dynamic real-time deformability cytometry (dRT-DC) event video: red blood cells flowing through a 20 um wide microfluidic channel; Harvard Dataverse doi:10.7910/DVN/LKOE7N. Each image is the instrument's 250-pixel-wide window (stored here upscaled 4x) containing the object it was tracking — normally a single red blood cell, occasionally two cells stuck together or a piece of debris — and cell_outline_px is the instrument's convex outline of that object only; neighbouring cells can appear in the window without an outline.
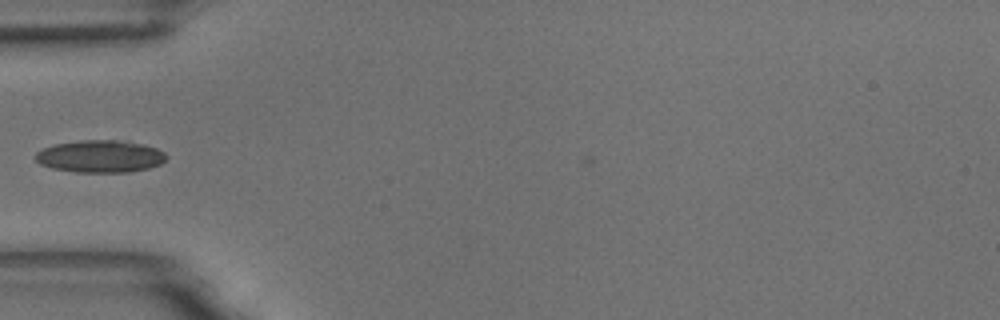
{"species": "common noctule bat (a hibernating species)", "species_latin": "Nyctalus noctula", "temperature_condition": "room temperature", "stored_images_in_passage": 39, "camera_frame_rate_fps": 3000, "um_per_image_px": 0.085, "animal": {"sex": "male", "body_mass_g": 18.8}, "frame": {"image": 1, "passage_image": 1, "time_ms": 0.0, "image_size_px": [1000, 320], "cell_outline_px": [[168, 156], [160, 164], [148, 168], [128, 172], [76, 172], [52, 168], [40, 164], [36, 160], [36, 152], [44, 148], [56, 144], [80, 140], [116, 140], [144, 144], [156, 148], [164, 152]], "centroid_in_image_um": [8.53, 13.29], "position_along_channel_um": 76.5, "area_um2": 24.51}}
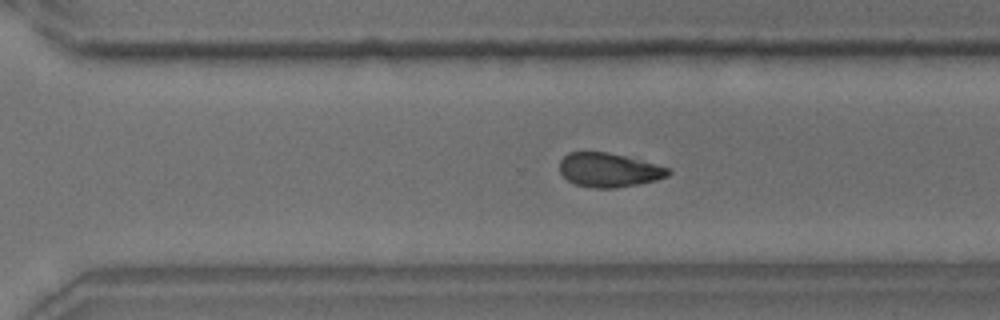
{"frame": {"image": 2, "passage_image": 21, "time_ms": 6.667, "image_size_px": [1000, 320], "cell_outline_px": [[672, 172], [668, 176], [656, 180], [616, 188], [592, 188], [572, 184], [560, 172], [560, 160], [568, 152], [608, 152], [624, 156], [668, 168]], "centroid_in_image_um": [51.71, 14.46], "position_along_channel_um": 318.9, "area_um2": 21.39}}
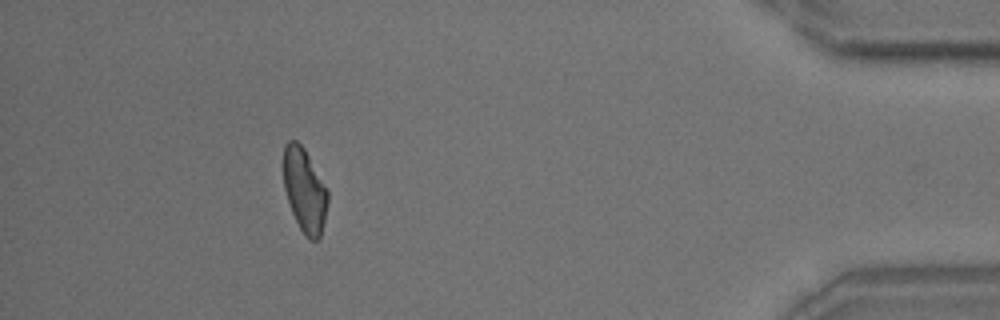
{"frame": {"image": 3, "passage_image": 33, "time_ms": 10.667, "image_size_px": [1000, 320], "cell_outline_px": [[328, 204], [320, 236], [316, 240], [308, 240], [304, 236], [292, 212], [284, 188], [284, 144], [288, 140], [296, 140], [304, 148], [328, 192]], "centroid_in_image_um": [25.88, 16.18], "position_along_channel_um": 409.3, "area_um2": 21.33}}